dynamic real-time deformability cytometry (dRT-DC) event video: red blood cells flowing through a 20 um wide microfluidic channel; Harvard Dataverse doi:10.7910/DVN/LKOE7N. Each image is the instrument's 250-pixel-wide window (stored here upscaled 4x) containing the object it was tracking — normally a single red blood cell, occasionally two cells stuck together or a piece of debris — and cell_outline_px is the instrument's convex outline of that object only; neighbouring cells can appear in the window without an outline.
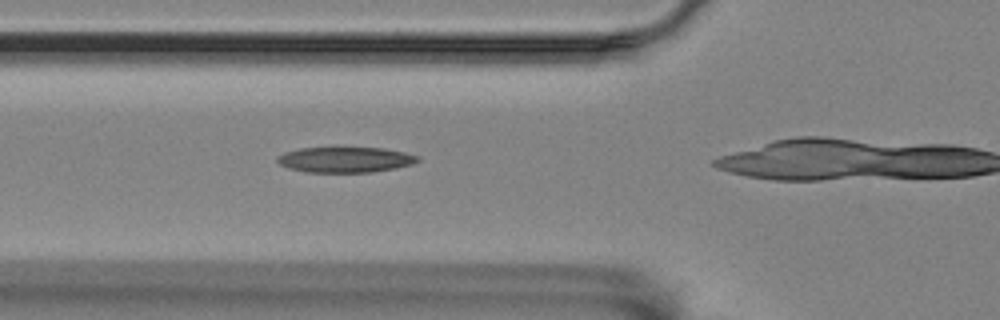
{"species": "Egyptian fruit bat (a non-hibernating species)", "species_latin": "Rousettus aegyptiacus", "temperature_condition": "room temperature", "stored_images_in_passage": 35, "camera_frame_rate_fps": 3000, "um_per_image_px": 0.085, "animal": {"sex": "female"}, "frame": {"image": 1, "passage_image": 11, "time_ms": 3.333, "image_size_px": [1000, 320], "cell_outline_px": [[420, 160], [412, 164], [372, 172], [304, 172], [288, 168], [280, 164], [276, 160], [276, 156], [284, 152], [300, 148], [336, 144], [384, 148], [404, 152], [420, 156]], "centroid_in_image_um": [29.29, 13.51], "position_along_channel_um": 96.5, "area_um2": 22.02}}
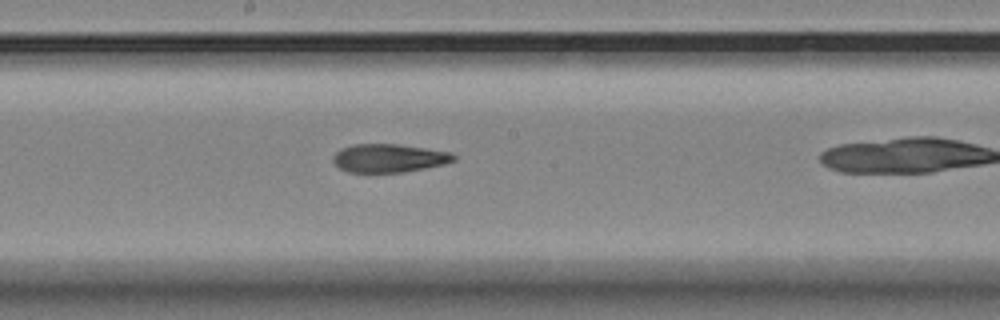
{"frame": {"image": 2, "passage_image": 21, "time_ms": 6.667, "image_size_px": [1000, 320], "cell_outline_px": [[456, 160], [444, 164], [404, 172], [348, 172], [340, 168], [332, 160], [332, 156], [340, 148], [352, 144], [396, 144], [424, 148], [448, 152], [456, 156]], "centroid_in_image_um": [33.02, 13.44], "position_along_channel_um": 215.2, "area_um2": 19.83}}
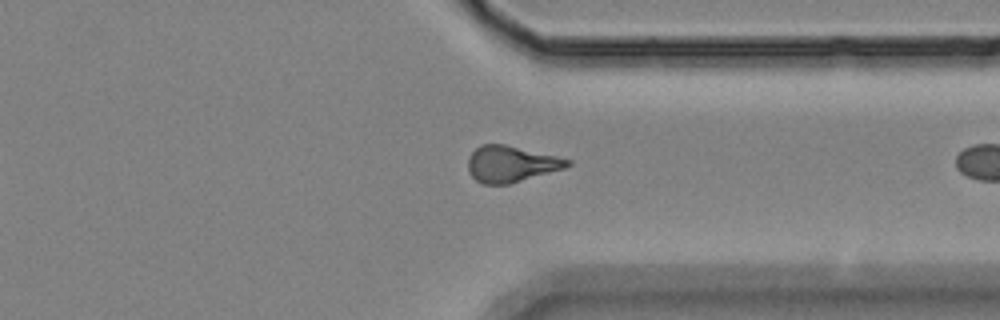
{"frame": {"image": 3, "passage_image": 34, "time_ms": 11.0, "image_size_px": [1000, 320], "cell_outline_px": [[572, 164], [564, 168], [508, 184], [484, 184], [476, 180], [468, 172], [468, 156], [480, 144], [504, 144], [556, 156], [572, 160]], "centroid_in_image_um": [43.41, 13.93], "position_along_channel_um": 368.0, "area_um2": 20.81}}